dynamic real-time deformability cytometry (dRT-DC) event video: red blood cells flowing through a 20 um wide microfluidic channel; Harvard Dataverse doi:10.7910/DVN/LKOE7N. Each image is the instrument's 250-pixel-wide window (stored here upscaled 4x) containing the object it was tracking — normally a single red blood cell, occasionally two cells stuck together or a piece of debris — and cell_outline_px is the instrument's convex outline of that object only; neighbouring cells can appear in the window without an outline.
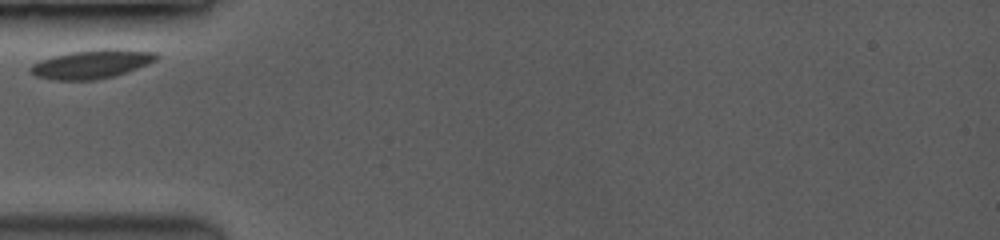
{"species": "common noctule bat (a hibernating species)", "species_latin": "Nyctalus noctula", "temperature_condition": "room temperature", "stored_images_in_passage": 40, "camera_frame_rate_fps": 3500, "um_per_image_px": 0.085, "animal": {"sex": "female", "body_mass_g": 19.0, "forearm_length_mm": 53.3}, "frame": {"image": 1, "passage_image": 1, "time_ms": 0.0, "image_size_px": [1000, 240], "cell_outline_px": [[160, 56], [156, 60], [148, 64], [116, 76], [92, 80], [56, 80], [36, 76], [28, 72], [28, 68], [32, 64], [40, 60], [52, 56], [68, 52], [100, 48], [116, 48], [160, 52]], "centroid_in_image_um": [7.82, 5.43], "position_along_channel_um": 77.2, "area_um2": 21.56}}
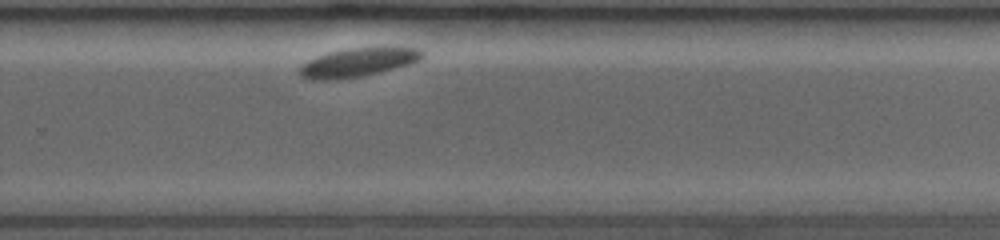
{"frame": {"image": 2, "passage_image": 33, "time_ms": 6.286, "image_size_px": [1000, 240], "cell_outline_px": [[424, 56], [408, 64], [376, 72], [356, 76], [328, 80], [308, 80], [300, 76], [300, 68], [308, 60], [328, 52], [348, 48], [372, 44], [388, 44], [420, 48], [424, 52]], "centroid_in_image_um": [30.49, 5.21], "position_along_channel_um": 299.3, "area_um2": 21.04}}
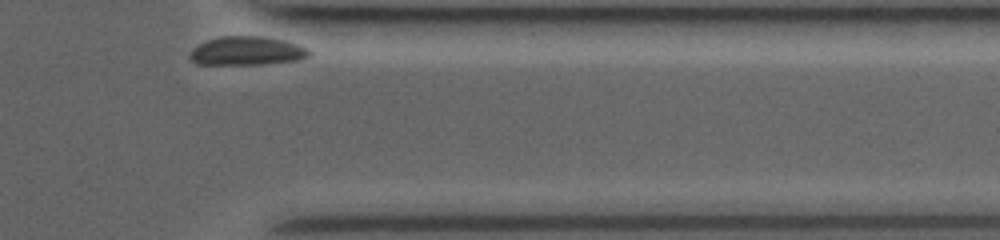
{"frame": {"image": 3, "passage_image": 40, "time_ms": 8.857, "image_size_px": [1000, 240], "cell_outline_px": [[312, 52], [308, 56], [300, 60], [260, 64], [196, 64], [192, 60], [192, 52], [200, 44], [208, 40], [220, 36], [264, 36], [284, 40], [300, 44], [308, 48]], "centroid_in_image_um": [21.08, 4.32], "position_along_channel_um": 390.3, "area_um2": 19.83}}